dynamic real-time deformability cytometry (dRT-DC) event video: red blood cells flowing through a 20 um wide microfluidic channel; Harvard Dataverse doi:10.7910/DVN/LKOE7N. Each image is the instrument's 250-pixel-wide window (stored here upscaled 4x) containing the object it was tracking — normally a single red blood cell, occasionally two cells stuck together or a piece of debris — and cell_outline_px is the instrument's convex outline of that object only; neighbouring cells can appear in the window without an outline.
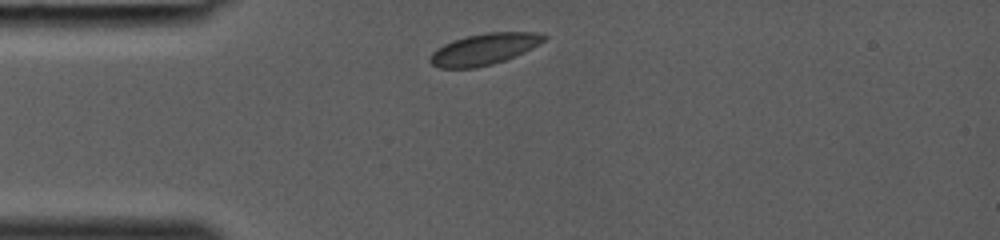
{"species": "common noctule bat (a hibernating species)", "species_latin": "Nyctalus noctula", "temperature_condition": "room temperature", "stored_images_in_passage": 25, "camera_frame_rate_fps": 3000, "um_per_image_px": 0.085, "animal": {"sex": "female", "body_mass_g": 19.0, "forearm_length_mm": 53.3}, "frame": {"image": 1, "passage_image": 1, "time_ms": 0.0, "image_size_px": [1000, 240], "cell_outline_px": [[548, 36], [544, 40], [532, 48], [524, 52], [504, 60], [492, 64], [476, 68], [440, 68], [432, 64], [428, 60], [432, 52], [436, 48], [452, 40], [468, 36], [488, 32], [536, 32]], "centroid_in_image_um": [41.12, 4.18], "position_along_channel_um": 43.9, "area_um2": 20.69}}
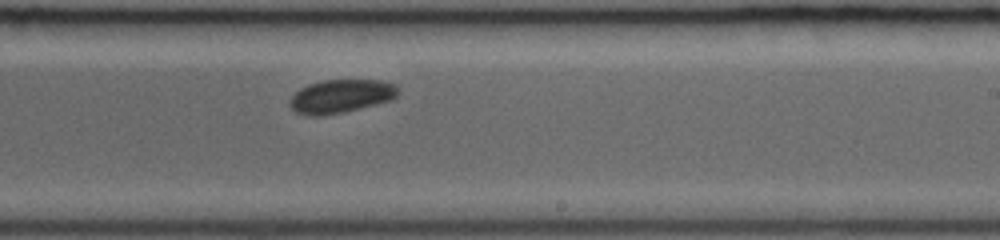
{"frame": {"image": 2, "passage_image": 15, "time_ms": 4.667, "image_size_px": [1000, 240], "cell_outline_px": [[400, 92], [392, 100], [344, 112], [320, 116], [308, 116], [296, 112], [288, 104], [292, 96], [300, 88], [308, 84], [324, 80], [380, 80], [396, 84], [400, 88]], "centroid_in_image_um": [29.0, 8.17], "position_along_channel_um": 260.0, "area_um2": 21.27}}
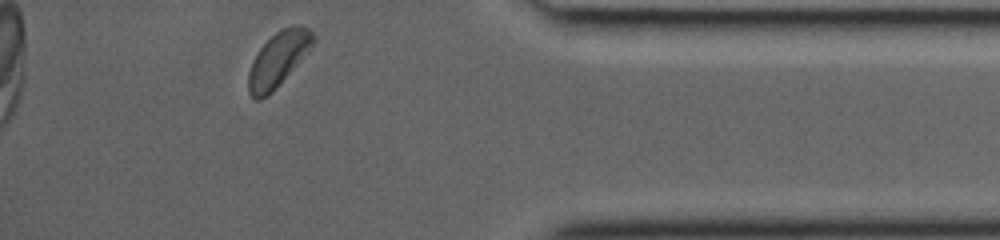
{"frame": {"image": 3, "passage_image": 25, "time_ms": 8.0, "image_size_px": [1000, 240], "cell_outline_px": [[316, 40], [276, 88], [272, 92], [260, 100], [256, 100], [248, 92], [248, 72], [252, 60], [260, 48], [280, 28], [292, 24], [296, 24], [308, 28], [312, 32]], "centroid_in_image_um": [23.62, 5.02], "position_along_channel_um": 411.6, "area_um2": 20.23}}